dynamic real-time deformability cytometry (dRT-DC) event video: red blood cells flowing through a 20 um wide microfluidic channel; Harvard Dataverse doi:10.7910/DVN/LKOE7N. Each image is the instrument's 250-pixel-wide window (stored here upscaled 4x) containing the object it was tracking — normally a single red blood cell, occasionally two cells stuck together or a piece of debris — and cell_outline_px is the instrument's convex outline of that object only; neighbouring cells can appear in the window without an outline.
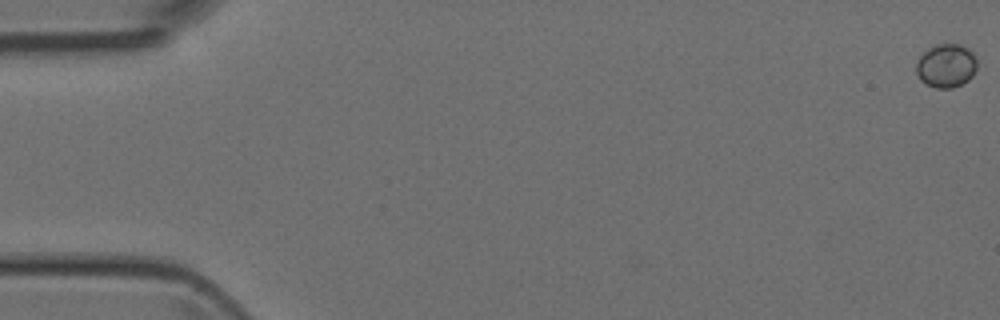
{"species": "Egyptian fruit bat (a non-hibernating species)", "species_latin": "Rousettus aegyptiacus", "temperature_condition": "room temperature", "stored_images_in_passage": 7, "camera_frame_rate_fps": 3000, "um_per_image_px": 0.085, "animal": {"sex": "female"}, "frame": {"image": 1, "passage_image": 1, "time_ms": 0.0, "image_size_px": [1000, 320], "cell_outline_px": [[976, 68], [972, 76], [968, 80], [952, 88], [936, 88], [920, 80], [916, 72], [916, 64], [920, 56], [928, 48], [936, 44], [960, 44], [968, 48], [976, 56]], "centroid_in_image_um": [80.42, 5.57], "position_along_channel_um": 4.6, "area_um2": 15.43}}